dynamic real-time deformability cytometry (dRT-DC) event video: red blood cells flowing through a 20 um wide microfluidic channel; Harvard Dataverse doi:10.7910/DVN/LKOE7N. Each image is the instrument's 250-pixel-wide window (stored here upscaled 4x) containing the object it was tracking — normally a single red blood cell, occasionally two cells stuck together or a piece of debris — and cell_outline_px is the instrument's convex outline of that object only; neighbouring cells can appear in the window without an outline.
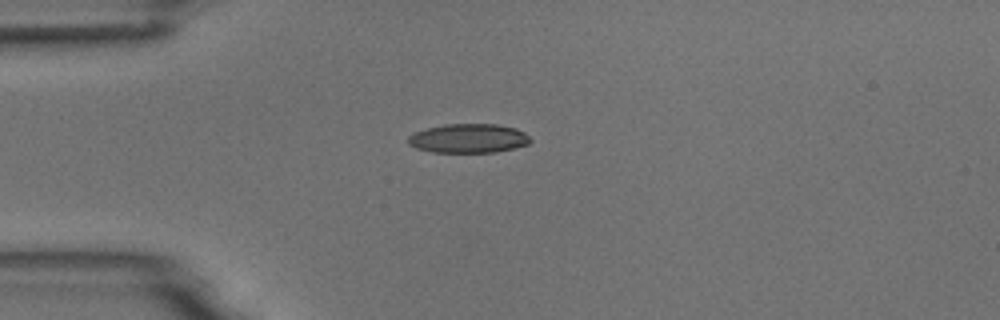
{"species": "common noctule bat (a hibernating species)", "species_latin": "Nyctalus noctula", "temperature_condition": "room temperature", "stored_images_in_passage": 34, "camera_frame_rate_fps": 3000, "um_per_image_px": 0.085, "animal": {"sex": "male", "body_mass_g": 18.8}, "frame": {"image": 1, "passage_image": 1, "time_ms": 0.0, "image_size_px": [1000, 320], "cell_outline_px": [[532, 140], [528, 144], [496, 152], [432, 152], [416, 148], [408, 144], [408, 136], [416, 132], [428, 128], [444, 124], [496, 124], [516, 128], [524, 132]], "centroid_in_image_um": [39.82, 11.76], "position_along_channel_um": 45.2, "area_um2": 20.63}}
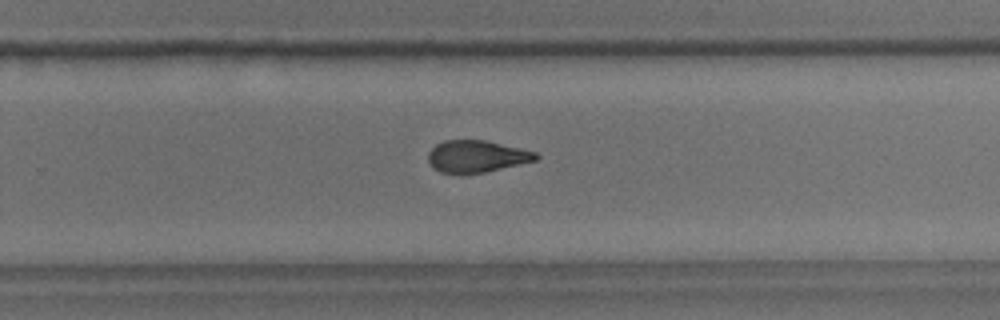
{"frame": {"image": 2, "passage_image": 22, "time_ms": 7.0, "image_size_px": [1000, 320], "cell_outline_px": [[540, 156], [536, 160], [484, 172], [460, 176], [440, 172], [428, 160], [428, 152], [436, 144], [444, 140], [484, 140], [520, 148], [536, 152]], "centroid_in_image_um": [40.48, 13.31], "position_along_channel_um": 289.3, "area_um2": 20.17}}
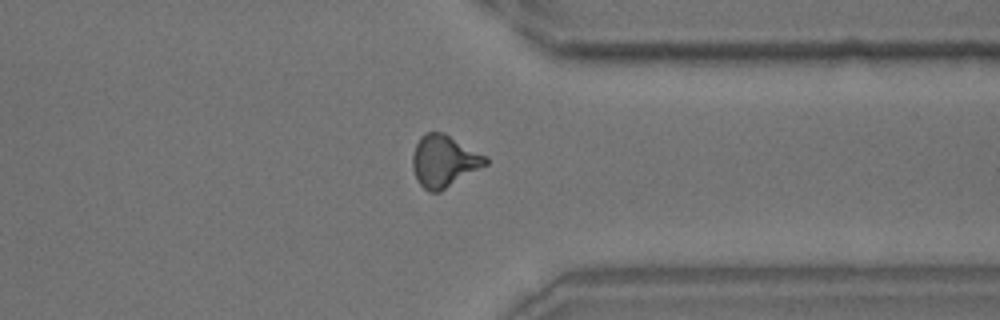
{"frame": {"image": 3, "passage_image": 29, "time_ms": 9.333, "image_size_px": [1000, 320], "cell_outline_px": [[488, 164], [440, 192], [428, 192], [416, 180], [412, 168], [412, 156], [416, 144], [420, 136], [424, 132], [444, 132], [488, 156]], "centroid_in_image_um": [37.74, 13.69], "position_along_channel_um": 373.7, "area_um2": 22.43}}